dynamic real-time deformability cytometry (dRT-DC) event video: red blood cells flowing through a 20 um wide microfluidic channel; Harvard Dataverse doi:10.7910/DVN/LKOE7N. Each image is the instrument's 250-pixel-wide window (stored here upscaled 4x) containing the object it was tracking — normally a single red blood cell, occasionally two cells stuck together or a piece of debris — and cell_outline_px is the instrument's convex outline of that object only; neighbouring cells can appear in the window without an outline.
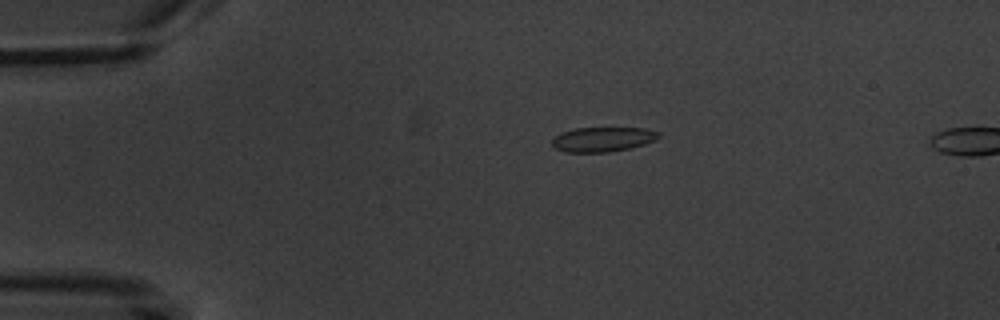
{"species": "common noctule bat (a hibernating species)", "species_latin": "Nyctalus noctula", "temperature_condition": "warm", "stored_images_in_passage": 6, "camera_frame_rate_fps": 3000, "um_per_image_px": 0.085, "animal": {"sex": "male", "body_mass_g": 20.1, "forearm_length_mm": 53.5}, "frame": {"image": 1, "passage_image": 4, "time_ms": 3.667, "image_size_px": [1000, 320], "cell_outline_px": [[660, 136], [656, 140], [644, 144], [628, 148], [608, 152], [564, 152], [556, 148], [552, 144], [552, 140], [556, 136], [564, 132], [576, 128], [644, 128], [660, 132]], "centroid_in_image_um": [51.26, 11.84], "position_along_channel_um": 33.7, "area_um2": 15.14}}